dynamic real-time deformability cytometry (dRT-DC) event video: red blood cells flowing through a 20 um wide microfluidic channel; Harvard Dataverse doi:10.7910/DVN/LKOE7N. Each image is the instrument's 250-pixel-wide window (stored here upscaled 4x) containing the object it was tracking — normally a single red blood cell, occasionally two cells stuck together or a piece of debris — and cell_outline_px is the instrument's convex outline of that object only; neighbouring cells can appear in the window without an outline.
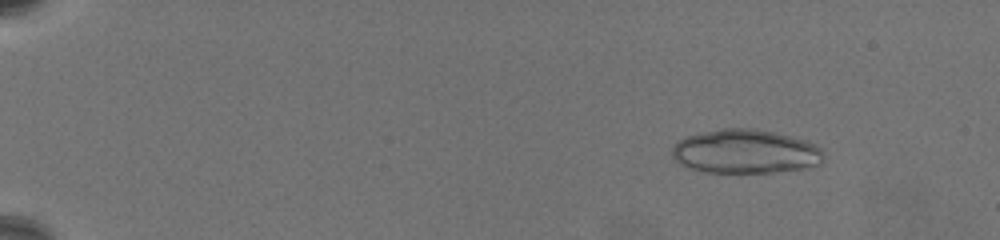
{"species": "common noctule bat (a hibernating species)", "species_latin": "Nyctalus noctula", "temperature_condition": "warm", "stored_images_in_passage": 29, "camera_frame_rate_fps": 3000, "um_per_image_px": 0.085, "animal": {"sex": "female", "body_mass_g": 19.5, "forearm_length_mm": 54.1}, "frame": {"image": 1, "passage_image": 9, "time_ms": 2.667, "image_size_px": [1000, 240], "cell_outline_px": [[820, 164], [804, 168], [772, 172], [704, 172], [688, 168], [672, 160], [672, 148], [676, 140], [684, 136], [720, 128], [748, 128], [776, 132], [804, 140], [820, 148]], "centroid_in_image_um": [63.24, 12.87], "position_along_channel_um": 21.8, "area_um2": 38.78}}